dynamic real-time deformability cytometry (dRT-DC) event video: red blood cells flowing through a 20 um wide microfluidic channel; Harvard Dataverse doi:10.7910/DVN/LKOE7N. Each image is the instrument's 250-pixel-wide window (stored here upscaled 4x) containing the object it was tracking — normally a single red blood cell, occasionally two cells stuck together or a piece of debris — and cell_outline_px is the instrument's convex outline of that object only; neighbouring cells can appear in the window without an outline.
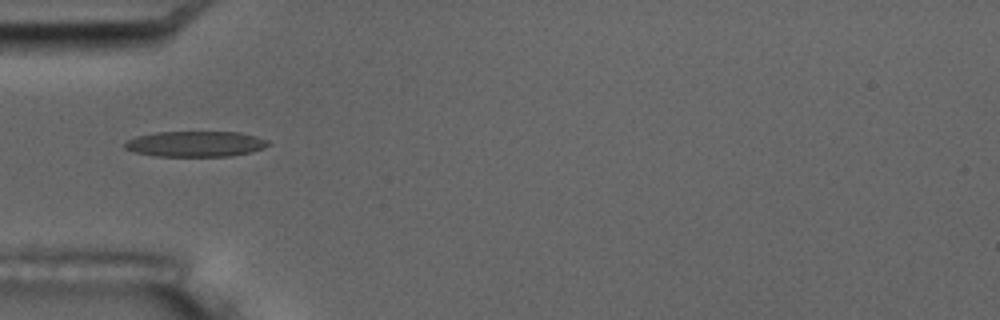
{"species": "common noctule bat (a hibernating species)", "species_latin": "Nyctalus noctula", "temperature_condition": "room temperature", "stored_images_in_passage": 1, "camera_frame_rate_fps": 3000, "um_per_image_px": 0.085, "animal": {"sex": "male", "body_mass_g": 17.5, "forearm_length_mm": 52.3}, "frame": {"image": 1, "passage_image": 1, "time_ms": 0.0, "image_size_px": [1000, 320], "cell_outline_px": [[272, 144], [264, 148], [252, 152], [232, 156], [156, 156], [132, 152], [124, 148], [124, 144], [128, 140], [136, 136], [156, 132], [240, 132], [256, 136], [268, 140]], "centroid_in_image_um": [16.64, 12.24], "position_along_channel_um": 68.4, "area_um2": 21.62}}